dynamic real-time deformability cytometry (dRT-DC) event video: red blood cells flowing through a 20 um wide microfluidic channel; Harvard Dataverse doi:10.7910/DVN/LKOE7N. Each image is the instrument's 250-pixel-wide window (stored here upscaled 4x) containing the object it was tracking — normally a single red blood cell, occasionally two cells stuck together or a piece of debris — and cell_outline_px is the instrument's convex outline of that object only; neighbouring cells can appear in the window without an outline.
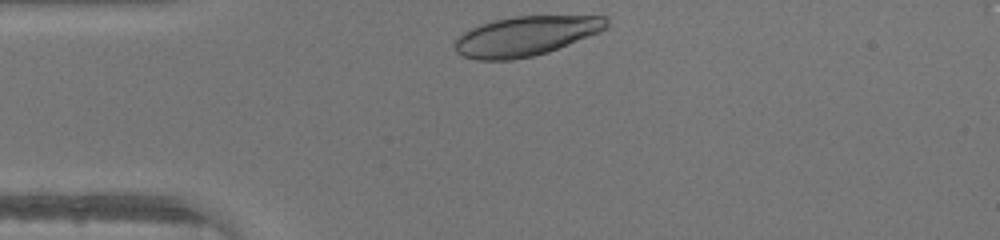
{"species": "human", "species_latin": "Homo sapiens", "temperature_condition": "warm", "stored_images_in_passage": 27, "camera_frame_rate_fps": 3000, "um_per_image_px": 0.085, "donor": {"sex": "male"}, "frame": {"image": 1, "passage_image": 1, "time_ms": 0.0, "image_size_px": [1000, 240], "cell_outline_px": [[608, 28], [600, 32], [548, 52], [532, 56], [512, 60], [476, 60], [464, 56], [456, 52], [456, 40], [468, 28], [480, 24], [512, 16], [608, 16]], "centroid_in_image_um": [44.71, 3.06], "position_along_channel_um": 40.3, "area_um2": 34.97}}
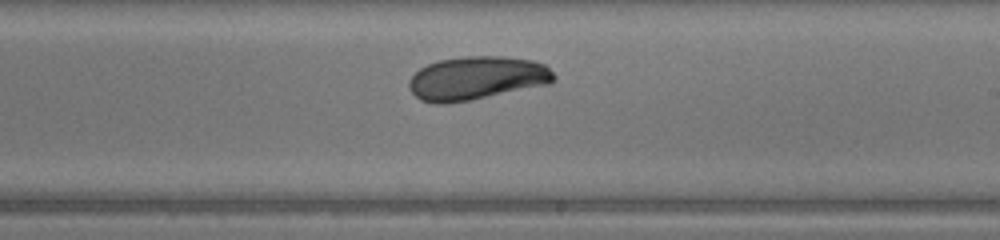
{"frame": {"image": 2, "passage_image": 17, "time_ms": 5.333, "image_size_px": [1000, 240], "cell_outline_px": [[556, 80], [548, 84], [448, 104], [440, 104], [420, 100], [408, 88], [408, 80], [420, 68], [428, 64], [440, 60], [464, 56], [504, 56], [532, 60], [544, 64], [556, 76]], "centroid_in_image_um": [40.5, 6.63], "position_along_channel_um": 248.5, "area_um2": 36.53}}
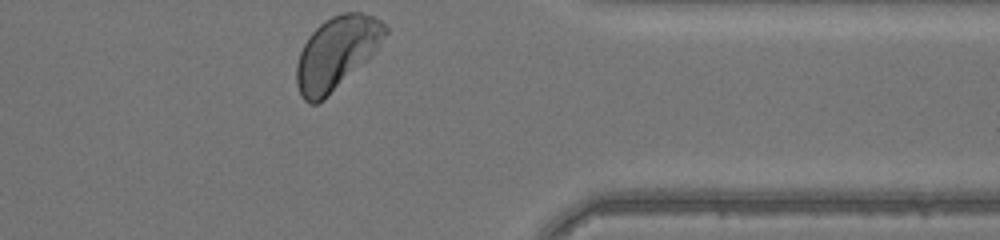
{"frame": {"image": 3, "passage_image": 27, "time_ms": 8.667, "image_size_px": [1000, 240], "cell_outline_px": [[388, 32], [376, 52], [368, 60], [324, 100], [316, 104], [308, 104], [300, 96], [296, 84], [296, 64], [300, 52], [308, 36], [324, 20], [332, 16], [344, 12], [360, 12], [372, 16], [380, 20], [388, 28]], "centroid_in_image_um": [28.6, 4.52], "position_along_channel_um": 382.8, "area_um2": 37.86}}